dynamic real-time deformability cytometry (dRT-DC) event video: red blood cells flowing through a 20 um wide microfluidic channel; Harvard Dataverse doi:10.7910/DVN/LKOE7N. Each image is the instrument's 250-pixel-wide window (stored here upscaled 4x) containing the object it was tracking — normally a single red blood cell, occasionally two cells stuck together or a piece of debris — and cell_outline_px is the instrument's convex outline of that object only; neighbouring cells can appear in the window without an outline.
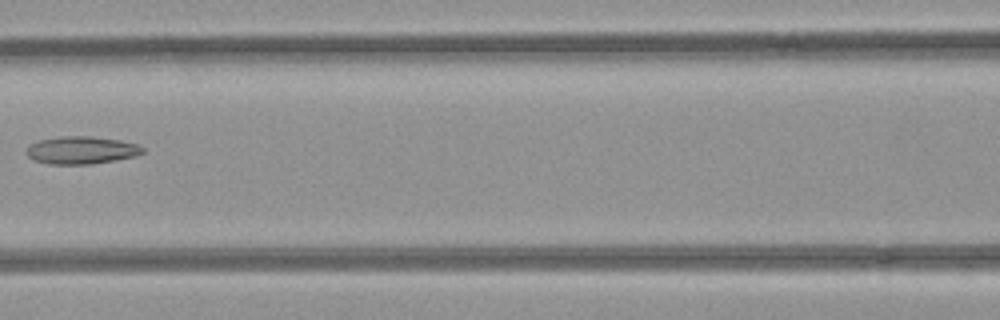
{"species": "common noctule bat (a hibernating species)", "species_latin": "Nyctalus noctula", "temperature_condition": "room temperature", "stored_images_in_passage": 4, "camera_frame_rate_fps": 3000, "um_per_image_px": 0.085, "animal": {"sex": "female", "body_mass_g": 21.9}, "frame": {"image": 1, "passage_image": 4, "time_ms": 1.0, "image_size_px": [1000, 320], "cell_outline_px": [[144, 152], [136, 156], [116, 160], [92, 164], [48, 164], [32, 160], [24, 152], [32, 144], [40, 140], [60, 136], [92, 136], [120, 140], [140, 144], [144, 148]], "centroid_in_image_um": [6.95, 12.77], "position_along_channel_um": 159.7, "area_um2": 18.9}}